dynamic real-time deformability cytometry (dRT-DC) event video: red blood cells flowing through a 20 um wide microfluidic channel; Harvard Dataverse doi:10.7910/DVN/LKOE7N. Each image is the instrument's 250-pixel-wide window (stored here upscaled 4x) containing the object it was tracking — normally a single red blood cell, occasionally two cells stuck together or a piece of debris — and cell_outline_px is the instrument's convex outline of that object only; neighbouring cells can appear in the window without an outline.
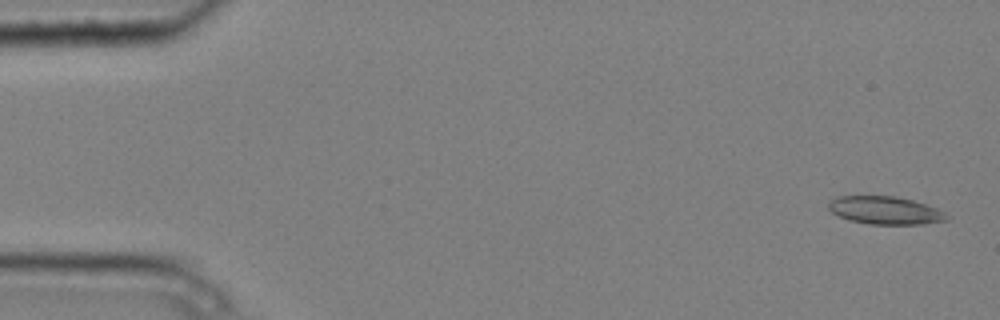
{"species": "common noctule bat (a hibernating species)", "species_latin": "Nyctalus noctula", "temperature_condition": "cold", "stored_images_in_passage": 4, "camera_frame_rate_fps": 3000, "um_per_image_px": 0.085, "animal": {"sex": "male", "body_mass_g": 20.4}, "frame": {"image": 1, "passage_image": 1, "time_ms": 0.0, "image_size_px": [1000, 320], "cell_outline_px": [[952, 216], [948, 220], [924, 224], [868, 224], [848, 220], [832, 212], [828, 208], [828, 204], [836, 196], [896, 196], [912, 200], [936, 208]], "centroid_in_image_um": [75.27, 17.89], "position_along_channel_um": 9.7, "area_um2": 19.25}}
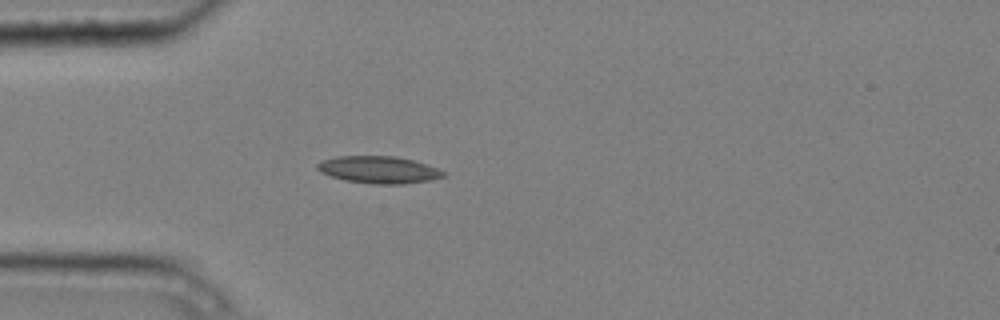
{"frame": {"image": 2, "passage_image": 4, "time_ms": 1.0, "image_size_px": [1000, 320], "cell_outline_px": [[448, 172], [444, 176], [428, 180], [404, 184], [372, 184], [344, 180], [320, 172], [316, 168], [316, 164], [320, 160], [336, 156], [396, 156], [412, 160]], "centroid_in_image_um": [32.15, 14.42], "position_along_channel_um": 52.9, "area_um2": 19.94}}